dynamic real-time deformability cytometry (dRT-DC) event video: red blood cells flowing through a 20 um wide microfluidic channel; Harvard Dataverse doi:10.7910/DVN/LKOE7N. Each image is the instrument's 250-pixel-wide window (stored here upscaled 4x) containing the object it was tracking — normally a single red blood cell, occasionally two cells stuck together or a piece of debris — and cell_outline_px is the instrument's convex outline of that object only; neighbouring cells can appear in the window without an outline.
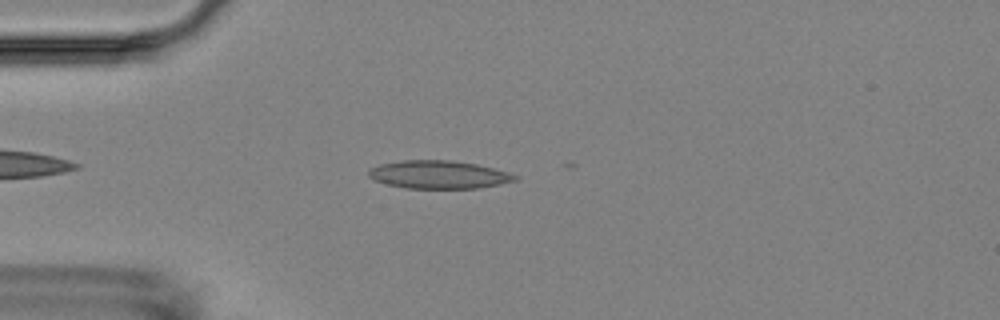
{"species": "Egyptian fruit bat (a non-hibernating species)", "species_latin": "Rousettus aegyptiacus", "temperature_condition": "room temperature", "stored_images_in_passage": 9, "camera_frame_rate_fps": 3000, "um_per_image_px": 0.085, "animal": {"sex": "female"}, "frame": {"image": 1, "passage_image": 4, "time_ms": 3.667, "image_size_px": [1000, 320], "cell_outline_px": [[520, 180], [500, 184], [476, 188], [404, 188], [388, 184], [376, 180], [368, 176], [368, 172], [372, 168], [380, 164], [404, 160], [452, 160], [476, 164], [508, 172], [520, 176]], "centroid_in_image_um": [37.34, 14.84], "position_along_channel_um": 47.7, "area_um2": 23.81}}
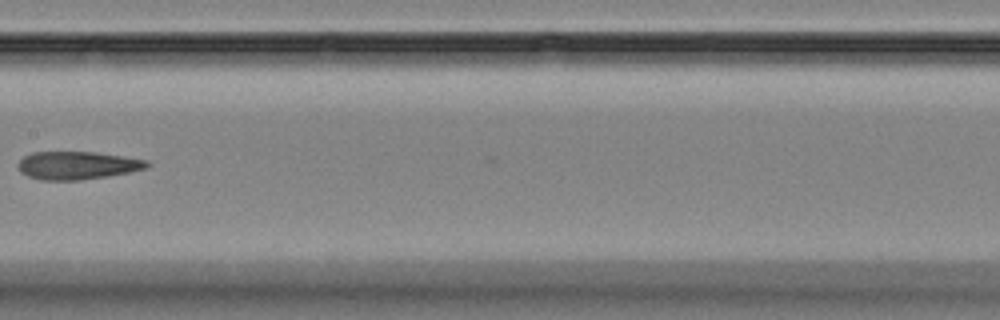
{"frame": {"image": 2, "passage_image": 8, "time_ms": 8.333, "image_size_px": [1000, 320], "cell_outline_px": [[152, 164], [148, 168], [108, 176], [80, 180], [40, 180], [28, 176], [20, 172], [16, 164], [24, 156], [32, 152], [96, 152], [148, 160]], "centroid_in_image_um": [6.57, 14.06], "position_along_channel_um": 200.8, "area_um2": 21.15}}
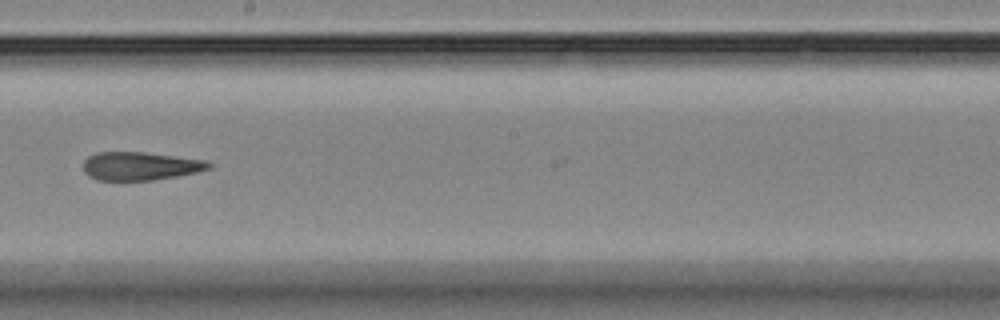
{"frame": {"image": 3, "passage_image": 9, "time_ms": 9.333, "image_size_px": [1000, 320], "cell_outline_px": [[212, 168], [196, 172], [176, 176], [152, 180], [96, 180], [88, 176], [84, 172], [84, 160], [88, 156], [96, 152], [144, 152], [208, 160], [212, 164]], "centroid_in_image_um": [11.92, 14.11], "position_along_channel_um": 236.3, "area_um2": 20.81}}